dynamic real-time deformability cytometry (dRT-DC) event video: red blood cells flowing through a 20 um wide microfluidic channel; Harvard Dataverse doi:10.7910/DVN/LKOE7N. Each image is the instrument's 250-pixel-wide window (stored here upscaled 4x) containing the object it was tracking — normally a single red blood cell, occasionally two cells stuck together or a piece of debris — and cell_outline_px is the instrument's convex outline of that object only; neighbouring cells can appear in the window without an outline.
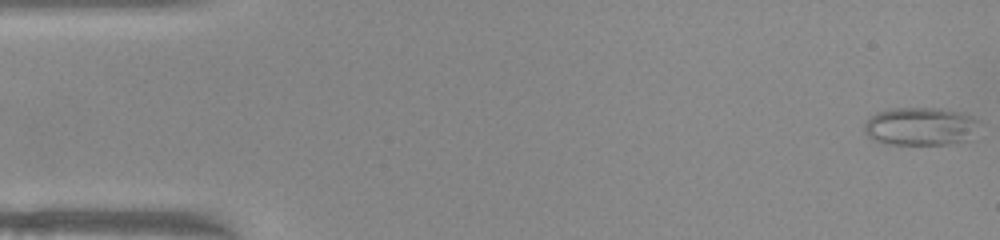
{"species": "common noctule bat (a hibernating species)", "species_latin": "Nyctalus noctula", "temperature_condition": "warm", "stored_images_in_passage": 51, "camera_frame_rate_fps": 3000, "um_per_image_px": 0.085, "animal": {"sex": "female", "body_mass_g": 22.0, "forearm_length_mm": 56.7}, "frame": {"image": 1, "passage_image": 1, "time_ms": 0.0, "image_size_px": [1000, 240], "cell_outline_px": [[980, 120], [964, 140], [948, 144], [888, 144], [876, 140], [868, 136], [864, 132], [864, 124], [876, 112], [892, 108], [940, 108], [960, 112], [972, 116]], "centroid_in_image_um": [78.17, 10.72], "position_along_channel_um": 6.8, "area_um2": 25.03}}
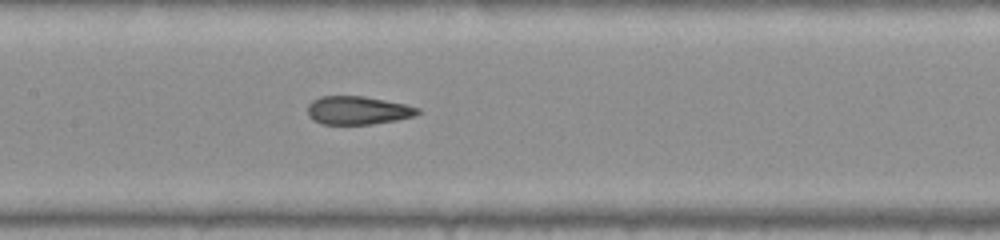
{"frame": {"image": 2, "passage_image": 24, "time_ms": 7.667, "image_size_px": [1000, 240], "cell_outline_px": [[424, 112], [416, 116], [396, 120], [372, 124], [320, 124], [312, 120], [308, 116], [308, 104], [312, 100], [320, 96], [364, 96], [404, 104], [420, 108]], "centroid_in_image_um": [30.42, 9.38], "position_along_channel_um": 177.0, "area_um2": 18.38}}
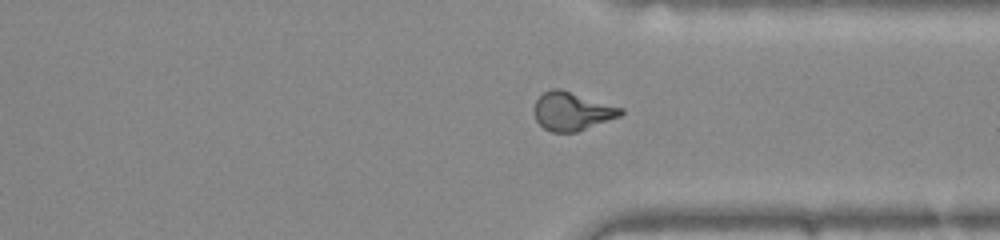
{"frame": {"image": 3, "passage_image": 38, "time_ms": 12.333, "image_size_px": [1000, 240], "cell_outline_px": [[624, 112], [620, 116], [576, 132], [552, 132], [544, 128], [536, 120], [532, 108], [536, 100], [544, 92], [552, 88], [560, 88], [624, 108]], "centroid_in_image_um": [48.6, 9.44], "position_along_channel_um": 362.8, "area_um2": 19.42}, "authors_computed_cell_mechanics": {"area_um2": 19.4786, "velocity_mm_per_s": 3.9911, "shape_relaxation_time_tau1_ms": null, "shape_relaxation_time_tau2_ms": 1.0025, "deformation_change_tau1": null, "deformation_change_tau2": 0.0741}}